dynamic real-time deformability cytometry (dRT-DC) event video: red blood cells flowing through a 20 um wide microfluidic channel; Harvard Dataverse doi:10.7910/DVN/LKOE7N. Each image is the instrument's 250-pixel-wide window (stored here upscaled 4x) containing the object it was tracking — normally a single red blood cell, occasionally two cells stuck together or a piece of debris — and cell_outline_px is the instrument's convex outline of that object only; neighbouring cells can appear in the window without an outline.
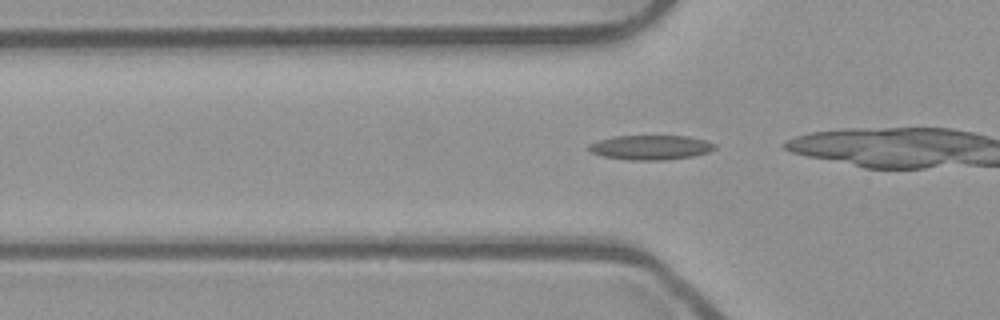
{"species": "common noctule bat (a hibernating species)", "species_latin": "Nyctalus noctula", "temperature_condition": "room temperature", "stored_images_in_passage": 22, "camera_frame_rate_fps": 3000, "um_per_image_px": 0.085, "animal": {"sex": "male", "body_mass_g": 23.1, "forearm_length_mm": 52.7}, "frame": {"image": 1, "passage_image": 13, "time_ms": 4.0, "image_size_px": [1000, 320], "cell_outline_px": [[716, 148], [708, 152], [692, 156], [664, 160], [628, 160], [604, 156], [592, 152], [588, 148], [588, 144], [612, 136], [688, 136], [708, 140], [716, 144]], "centroid_in_image_um": [55.34, 12.52], "position_along_channel_um": 70.5, "area_um2": 18.03}}
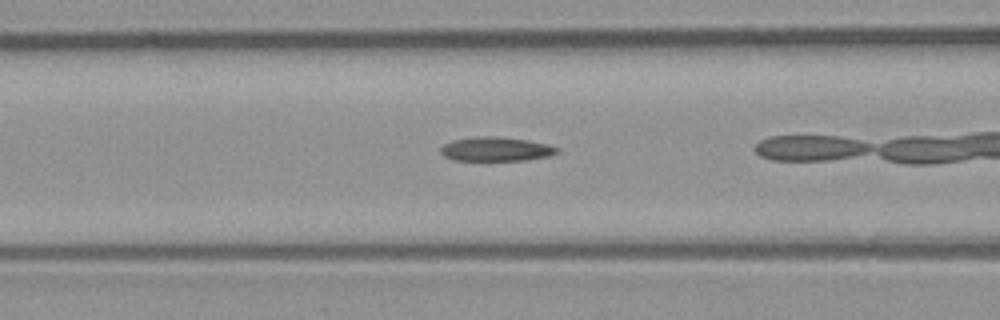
{"frame": {"image": 2, "passage_image": 17, "time_ms": 5.333, "image_size_px": [1000, 320], "cell_outline_px": [[560, 148], [556, 152], [548, 156], [524, 160], [452, 160], [444, 156], [440, 152], [440, 148], [444, 144], [452, 140], [472, 136], [492, 136], [528, 140], [548, 144]], "centroid_in_image_um": [42.11, 12.66], "position_along_channel_um": 124.5, "area_um2": 16.36}}